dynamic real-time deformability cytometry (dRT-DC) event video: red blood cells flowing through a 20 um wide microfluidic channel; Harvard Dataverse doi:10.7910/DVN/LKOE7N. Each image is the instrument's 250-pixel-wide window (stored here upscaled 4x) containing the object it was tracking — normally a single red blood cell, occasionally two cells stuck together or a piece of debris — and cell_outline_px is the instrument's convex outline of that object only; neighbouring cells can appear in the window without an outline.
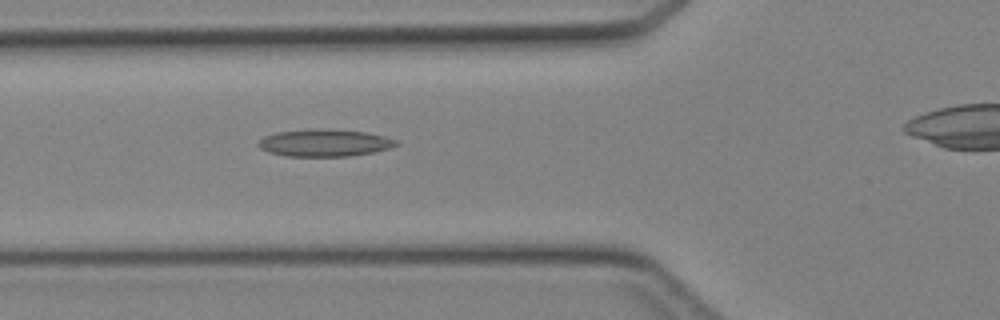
{"species": "Egyptian fruit bat (a non-hibernating species)", "species_latin": "Rousettus aegyptiacus", "temperature_condition": "cold", "stored_images_in_passage": 30, "camera_frame_rate_fps": 3000, "um_per_image_px": 0.085, "animal": {"sex": "female"}, "frame": {"image": 1, "passage_image": 7, "time_ms": 2.0, "image_size_px": [1000, 320], "cell_outline_px": [[400, 144], [388, 148], [372, 152], [352, 156], [284, 156], [268, 152], [260, 148], [256, 144], [264, 136], [276, 132], [368, 132], [400, 140]], "centroid_in_image_um": [27.62, 12.2], "position_along_channel_um": 98.2, "area_um2": 20.69}}
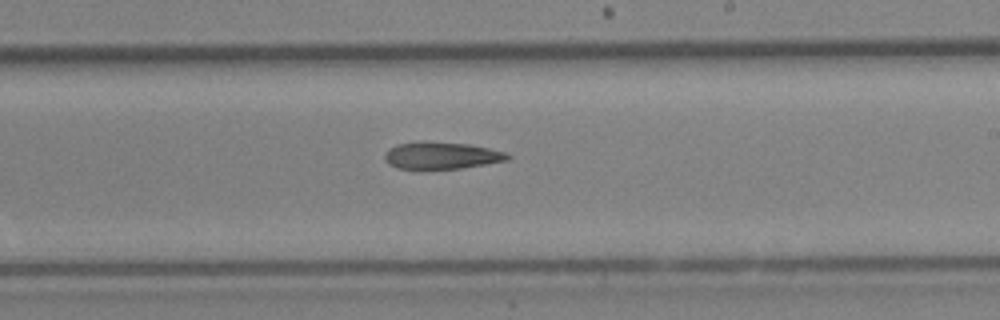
{"frame": {"image": 2, "passage_image": 17, "time_ms": 5.333, "image_size_px": [1000, 320], "cell_outline_px": [[512, 156], [508, 160], [460, 168], [420, 172], [396, 168], [388, 164], [384, 160], [384, 152], [388, 148], [396, 144], [468, 144], [488, 148], [504, 152]], "centroid_in_image_um": [37.45, 13.31], "position_along_channel_um": 251.6, "area_um2": 19.31}}
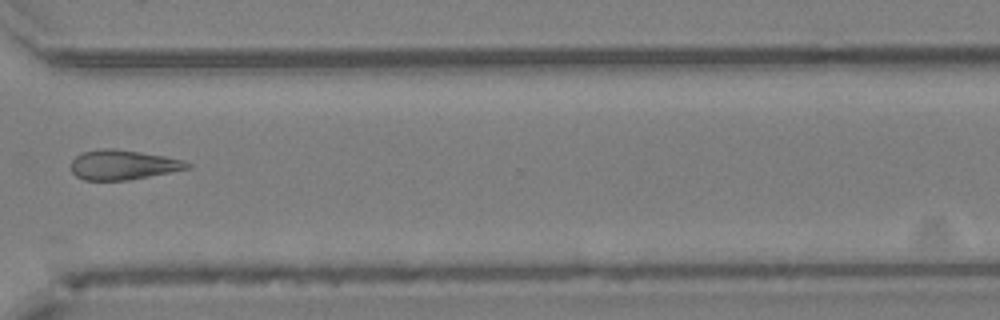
{"frame": {"image": 3, "passage_image": 24, "time_ms": 7.667, "image_size_px": [1000, 320], "cell_outline_px": [[192, 168], [128, 180], [84, 180], [76, 176], [72, 172], [72, 160], [76, 156], [84, 152], [100, 148], [112, 148], [140, 152], [164, 156], [184, 160], [192, 164]], "centroid_in_image_um": [10.48, 14.01], "position_along_channel_um": 360.1, "area_um2": 20.11}}